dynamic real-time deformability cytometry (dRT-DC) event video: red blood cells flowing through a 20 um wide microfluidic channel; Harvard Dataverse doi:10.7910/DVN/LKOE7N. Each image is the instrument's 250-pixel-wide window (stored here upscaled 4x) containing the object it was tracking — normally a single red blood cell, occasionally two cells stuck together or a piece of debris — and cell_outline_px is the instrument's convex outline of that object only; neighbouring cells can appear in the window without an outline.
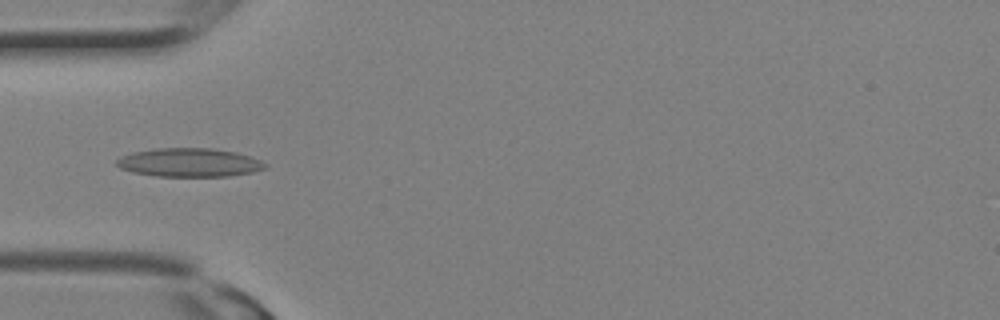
{"species": "Egyptian fruit bat (a non-hibernating species)", "species_latin": "Rousettus aegyptiacus", "temperature_condition": "room temperature", "stored_images_in_passage": 13, "camera_frame_rate_fps": 3000, "um_per_image_px": 0.085, "animal": {"sex": "female"}, "frame": {"image": 1, "passage_image": 10, "time_ms": 3.0, "image_size_px": [1000, 320], "cell_outline_px": [[268, 168], [252, 172], [228, 176], [156, 176], [132, 172], [120, 168], [116, 164], [116, 160], [120, 156], [132, 152], [156, 148], [212, 148], [236, 152], [260, 160], [268, 164]], "centroid_in_image_um": [16.08, 13.81], "position_along_channel_um": 68.9, "area_um2": 24.85}}
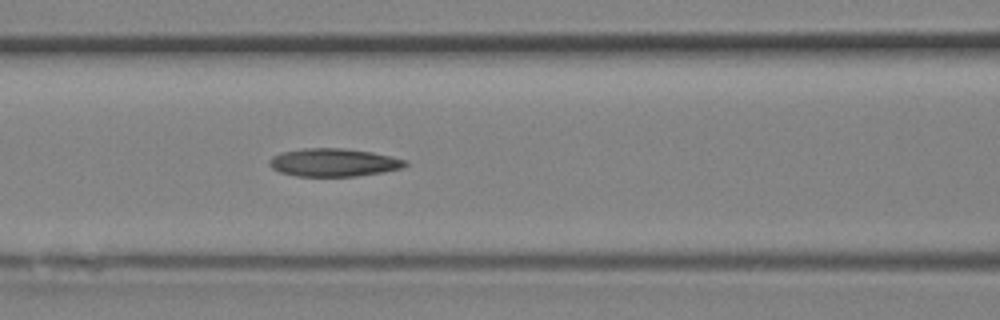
{"frame": {"image": 2, "passage_image": 13, "time_ms": 4.0, "image_size_px": [1000, 320], "cell_outline_px": [[408, 164], [404, 168], [384, 172], [356, 176], [296, 176], [280, 172], [272, 168], [268, 164], [268, 160], [272, 156], [280, 152], [304, 148], [344, 148], [372, 152], [408, 160]], "centroid_in_image_um": [28.37, 13.81], "position_along_channel_um": 138.2, "area_um2": 22.43}}